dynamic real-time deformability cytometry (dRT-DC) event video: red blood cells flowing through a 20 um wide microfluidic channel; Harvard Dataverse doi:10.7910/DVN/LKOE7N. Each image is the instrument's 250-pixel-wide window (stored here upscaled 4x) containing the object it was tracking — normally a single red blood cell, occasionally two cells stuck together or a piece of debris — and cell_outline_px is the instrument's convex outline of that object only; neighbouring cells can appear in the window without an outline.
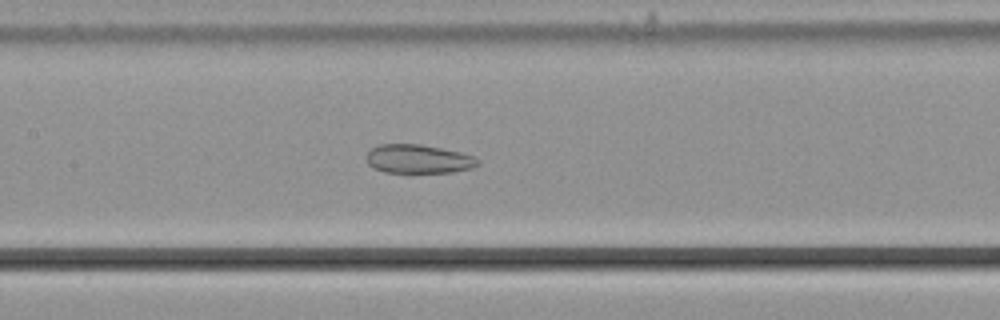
{"species": "common noctule bat (a hibernating species)", "species_latin": "Nyctalus noctula", "temperature_condition": "cold", "stored_images_in_passage": 55, "camera_frame_rate_fps": 3000, "um_per_image_px": 0.085, "animal": {"sex": "male", "body_mass_g": 21.5, "forearm_length_mm": 52.0}, "frame": {"image": 1, "passage_image": 27, "time_ms": 8.667, "image_size_px": [1000, 320], "cell_outline_px": [[480, 164], [472, 168], [452, 172], [384, 172], [368, 164], [368, 152], [372, 148], [380, 144], [420, 144], [460, 152], [472, 156], [480, 160]], "centroid_in_image_um": [35.59, 13.51], "position_along_channel_um": 171.8, "area_um2": 18.44}}
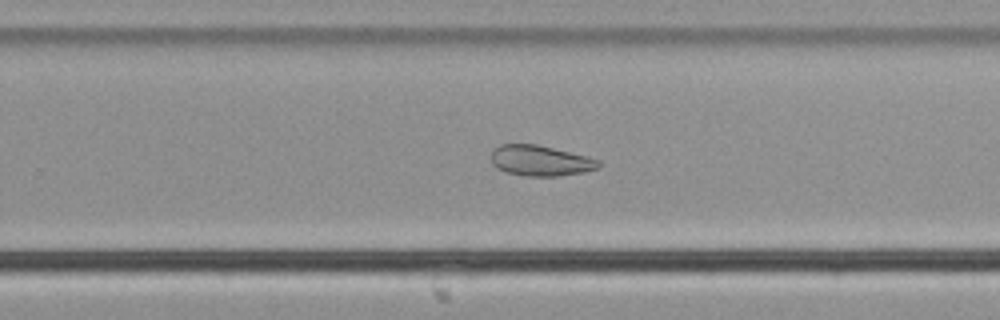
{"frame": {"image": 2, "passage_image": 36, "time_ms": 11.667, "image_size_px": [1000, 320], "cell_outline_px": [[600, 168], [584, 172], [560, 176], [524, 176], [508, 172], [496, 168], [492, 164], [492, 152], [500, 144], [536, 144], [588, 156], [600, 160]], "centroid_in_image_um": [45.97, 13.66], "position_along_channel_um": 283.8, "area_um2": 19.19}}
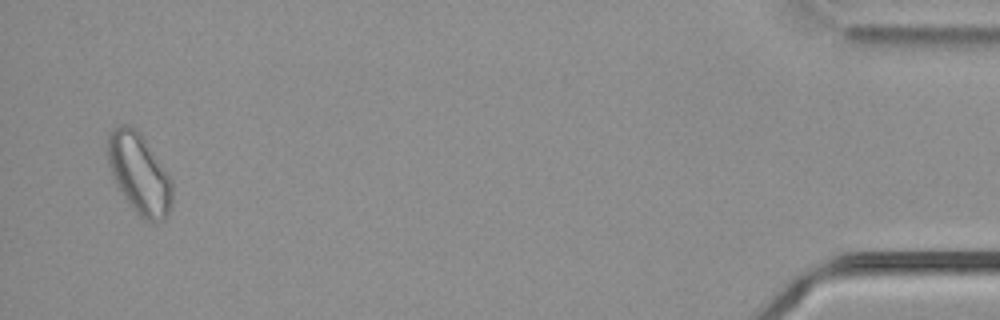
{"frame": {"image": 3, "passage_image": 54, "time_ms": 17.667, "image_size_px": [1000, 320], "cell_outline_px": [[172, 204], [164, 220], [144, 220], [128, 204], [116, 184], [112, 176], [108, 164], [108, 132], [112, 128], [120, 124], [128, 124], [136, 128], [140, 132], [172, 180]], "centroid_in_image_um": [11.81, 14.73], "position_along_channel_um": 423.4, "area_um2": 30.17}, "authors_computed_cell_mechanics": {"area_um2": 25.8366, "velocity_mm_per_s": 3.7405, "shape_relaxation_time_tau1_ms": null, "shape_relaxation_time_tau2_ms": 3.794, "deformation_change_tau1": null, "deformation_change_tau2": 0.0868}}